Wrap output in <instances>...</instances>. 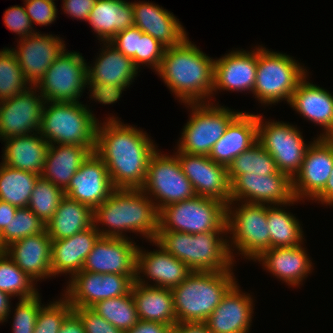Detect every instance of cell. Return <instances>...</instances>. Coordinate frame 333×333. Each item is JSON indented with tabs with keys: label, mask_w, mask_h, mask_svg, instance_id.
<instances>
[{
	"label": "cell",
	"mask_w": 333,
	"mask_h": 333,
	"mask_svg": "<svg viewBox=\"0 0 333 333\" xmlns=\"http://www.w3.org/2000/svg\"><path fill=\"white\" fill-rule=\"evenodd\" d=\"M63 11L68 14V17L86 21L94 8L96 0H62Z\"/></svg>",
	"instance_id": "cell-52"
},
{
	"label": "cell",
	"mask_w": 333,
	"mask_h": 333,
	"mask_svg": "<svg viewBox=\"0 0 333 333\" xmlns=\"http://www.w3.org/2000/svg\"><path fill=\"white\" fill-rule=\"evenodd\" d=\"M44 224L28 207L17 208L15 217L0 232L2 252L11 243L45 231Z\"/></svg>",
	"instance_id": "cell-44"
},
{
	"label": "cell",
	"mask_w": 333,
	"mask_h": 333,
	"mask_svg": "<svg viewBox=\"0 0 333 333\" xmlns=\"http://www.w3.org/2000/svg\"><path fill=\"white\" fill-rule=\"evenodd\" d=\"M234 271H192L171 289L177 323L205 322L226 292L238 281Z\"/></svg>",
	"instance_id": "cell-5"
},
{
	"label": "cell",
	"mask_w": 333,
	"mask_h": 333,
	"mask_svg": "<svg viewBox=\"0 0 333 333\" xmlns=\"http://www.w3.org/2000/svg\"><path fill=\"white\" fill-rule=\"evenodd\" d=\"M99 121L95 153L104 161L115 189H141L157 144L147 132L111 115Z\"/></svg>",
	"instance_id": "cell-1"
},
{
	"label": "cell",
	"mask_w": 333,
	"mask_h": 333,
	"mask_svg": "<svg viewBox=\"0 0 333 333\" xmlns=\"http://www.w3.org/2000/svg\"><path fill=\"white\" fill-rule=\"evenodd\" d=\"M136 276L79 271L67 281L62 295L72 308H90L96 302L124 296L131 291Z\"/></svg>",
	"instance_id": "cell-15"
},
{
	"label": "cell",
	"mask_w": 333,
	"mask_h": 333,
	"mask_svg": "<svg viewBox=\"0 0 333 333\" xmlns=\"http://www.w3.org/2000/svg\"><path fill=\"white\" fill-rule=\"evenodd\" d=\"M11 297L9 294L0 290V324L8 321L11 316Z\"/></svg>",
	"instance_id": "cell-58"
},
{
	"label": "cell",
	"mask_w": 333,
	"mask_h": 333,
	"mask_svg": "<svg viewBox=\"0 0 333 333\" xmlns=\"http://www.w3.org/2000/svg\"><path fill=\"white\" fill-rule=\"evenodd\" d=\"M309 73L300 81L291 96L289 106L301 117L319 125L322 133L317 137L333 135V94L308 81Z\"/></svg>",
	"instance_id": "cell-26"
},
{
	"label": "cell",
	"mask_w": 333,
	"mask_h": 333,
	"mask_svg": "<svg viewBox=\"0 0 333 333\" xmlns=\"http://www.w3.org/2000/svg\"><path fill=\"white\" fill-rule=\"evenodd\" d=\"M321 205L333 206V168L330 173V177L324 187V189L312 200Z\"/></svg>",
	"instance_id": "cell-56"
},
{
	"label": "cell",
	"mask_w": 333,
	"mask_h": 333,
	"mask_svg": "<svg viewBox=\"0 0 333 333\" xmlns=\"http://www.w3.org/2000/svg\"><path fill=\"white\" fill-rule=\"evenodd\" d=\"M230 184L241 174L271 175L278 172L275 160L257 141L227 167Z\"/></svg>",
	"instance_id": "cell-39"
},
{
	"label": "cell",
	"mask_w": 333,
	"mask_h": 333,
	"mask_svg": "<svg viewBox=\"0 0 333 333\" xmlns=\"http://www.w3.org/2000/svg\"><path fill=\"white\" fill-rule=\"evenodd\" d=\"M134 26L158 40L166 48L180 44L187 36L173 12L153 2H132Z\"/></svg>",
	"instance_id": "cell-28"
},
{
	"label": "cell",
	"mask_w": 333,
	"mask_h": 333,
	"mask_svg": "<svg viewBox=\"0 0 333 333\" xmlns=\"http://www.w3.org/2000/svg\"><path fill=\"white\" fill-rule=\"evenodd\" d=\"M295 199L292 178L280 171L264 176L243 173L231 183V202L274 205Z\"/></svg>",
	"instance_id": "cell-19"
},
{
	"label": "cell",
	"mask_w": 333,
	"mask_h": 333,
	"mask_svg": "<svg viewBox=\"0 0 333 333\" xmlns=\"http://www.w3.org/2000/svg\"><path fill=\"white\" fill-rule=\"evenodd\" d=\"M52 240L45 230L11 243L5 253L35 283L52 278L51 251Z\"/></svg>",
	"instance_id": "cell-29"
},
{
	"label": "cell",
	"mask_w": 333,
	"mask_h": 333,
	"mask_svg": "<svg viewBox=\"0 0 333 333\" xmlns=\"http://www.w3.org/2000/svg\"><path fill=\"white\" fill-rule=\"evenodd\" d=\"M296 203L301 202L295 199L283 204L267 205L270 249L275 247H294L305 243L304 231L300 221L293 213L285 210L287 206L289 207Z\"/></svg>",
	"instance_id": "cell-37"
},
{
	"label": "cell",
	"mask_w": 333,
	"mask_h": 333,
	"mask_svg": "<svg viewBox=\"0 0 333 333\" xmlns=\"http://www.w3.org/2000/svg\"><path fill=\"white\" fill-rule=\"evenodd\" d=\"M258 46L253 50L235 49L214 60L212 97L218 91L252 93L257 75Z\"/></svg>",
	"instance_id": "cell-21"
},
{
	"label": "cell",
	"mask_w": 333,
	"mask_h": 333,
	"mask_svg": "<svg viewBox=\"0 0 333 333\" xmlns=\"http://www.w3.org/2000/svg\"><path fill=\"white\" fill-rule=\"evenodd\" d=\"M173 153L197 196L216 199L226 205L231 202V184L226 166L205 155L175 151Z\"/></svg>",
	"instance_id": "cell-18"
},
{
	"label": "cell",
	"mask_w": 333,
	"mask_h": 333,
	"mask_svg": "<svg viewBox=\"0 0 333 333\" xmlns=\"http://www.w3.org/2000/svg\"><path fill=\"white\" fill-rule=\"evenodd\" d=\"M155 241L191 271L223 272L236 266L229 252L227 231L190 234L158 230Z\"/></svg>",
	"instance_id": "cell-4"
},
{
	"label": "cell",
	"mask_w": 333,
	"mask_h": 333,
	"mask_svg": "<svg viewBox=\"0 0 333 333\" xmlns=\"http://www.w3.org/2000/svg\"><path fill=\"white\" fill-rule=\"evenodd\" d=\"M138 37H141V30L135 26L118 32L111 40L120 52L133 60L138 68Z\"/></svg>",
	"instance_id": "cell-50"
},
{
	"label": "cell",
	"mask_w": 333,
	"mask_h": 333,
	"mask_svg": "<svg viewBox=\"0 0 333 333\" xmlns=\"http://www.w3.org/2000/svg\"><path fill=\"white\" fill-rule=\"evenodd\" d=\"M65 196L64 190L55 186L49 180L37 179L31 193L28 208L44 223L47 224L53 217L60 201Z\"/></svg>",
	"instance_id": "cell-43"
},
{
	"label": "cell",
	"mask_w": 333,
	"mask_h": 333,
	"mask_svg": "<svg viewBox=\"0 0 333 333\" xmlns=\"http://www.w3.org/2000/svg\"><path fill=\"white\" fill-rule=\"evenodd\" d=\"M87 63L79 51H67L52 63L35 88L46 101L80 102L88 88Z\"/></svg>",
	"instance_id": "cell-14"
},
{
	"label": "cell",
	"mask_w": 333,
	"mask_h": 333,
	"mask_svg": "<svg viewBox=\"0 0 333 333\" xmlns=\"http://www.w3.org/2000/svg\"><path fill=\"white\" fill-rule=\"evenodd\" d=\"M40 176L0 163V200L17 208L27 207L35 183Z\"/></svg>",
	"instance_id": "cell-38"
},
{
	"label": "cell",
	"mask_w": 333,
	"mask_h": 333,
	"mask_svg": "<svg viewBox=\"0 0 333 333\" xmlns=\"http://www.w3.org/2000/svg\"><path fill=\"white\" fill-rule=\"evenodd\" d=\"M92 152V148L81 145L49 144L40 176L65 190Z\"/></svg>",
	"instance_id": "cell-33"
},
{
	"label": "cell",
	"mask_w": 333,
	"mask_h": 333,
	"mask_svg": "<svg viewBox=\"0 0 333 333\" xmlns=\"http://www.w3.org/2000/svg\"><path fill=\"white\" fill-rule=\"evenodd\" d=\"M3 16V23L5 26L20 37V39L37 32V30L33 28L34 26L32 25L24 6H10Z\"/></svg>",
	"instance_id": "cell-49"
},
{
	"label": "cell",
	"mask_w": 333,
	"mask_h": 333,
	"mask_svg": "<svg viewBox=\"0 0 333 333\" xmlns=\"http://www.w3.org/2000/svg\"><path fill=\"white\" fill-rule=\"evenodd\" d=\"M131 293L139 320L160 322L171 329L177 323L171 289L134 281Z\"/></svg>",
	"instance_id": "cell-35"
},
{
	"label": "cell",
	"mask_w": 333,
	"mask_h": 333,
	"mask_svg": "<svg viewBox=\"0 0 333 333\" xmlns=\"http://www.w3.org/2000/svg\"><path fill=\"white\" fill-rule=\"evenodd\" d=\"M257 139L262 147L275 160L278 171L288 174L292 179L300 171L309 144L302 132L289 122L263 118L258 114Z\"/></svg>",
	"instance_id": "cell-13"
},
{
	"label": "cell",
	"mask_w": 333,
	"mask_h": 333,
	"mask_svg": "<svg viewBox=\"0 0 333 333\" xmlns=\"http://www.w3.org/2000/svg\"><path fill=\"white\" fill-rule=\"evenodd\" d=\"M94 64H87L88 90L90 100L103 105H111L119 101L123 91L128 88L139 69L133 60L125 56L110 42L100 43Z\"/></svg>",
	"instance_id": "cell-9"
},
{
	"label": "cell",
	"mask_w": 333,
	"mask_h": 333,
	"mask_svg": "<svg viewBox=\"0 0 333 333\" xmlns=\"http://www.w3.org/2000/svg\"><path fill=\"white\" fill-rule=\"evenodd\" d=\"M172 329L163 323L139 320L138 323L125 333H169Z\"/></svg>",
	"instance_id": "cell-53"
},
{
	"label": "cell",
	"mask_w": 333,
	"mask_h": 333,
	"mask_svg": "<svg viewBox=\"0 0 333 333\" xmlns=\"http://www.w3.org/2000/svg\"><path fill=\"white\" fill-rule=\"evenodd\" d=\"M100 237L94 225L72 237L52 240L51 271L53 277L69 275V280L82 271L85 260Z\"/></svg>",
	"instance_id": "cell-30"
},
{
	"label": "cell",
	"mask_w": 333,
	"mask_h": 333,
	"mask_svg": "<svg viewBox=\"0 0 333 333\" xmlns=\"http://www.w3.org/2000/svg\"><path fill=\"white\" fill-rule=\"evenodd\" d=\"M59 333H85L81 318L72 311L63 321Z\"/></svg>",
	"instance_id": "cell-55"
},
{
	"label": "cell",
	"mask_w": 333,
	"mask_h": 333,
	"mask_svg": "<svg viewBox=\"0 0 333 333\" xmlns=\"http://www.w3.org/2000/svg\"><path fill=\"white\" fill-rule=\"evenodd\" d=\"M150 243L154 244L155 247L157 246L158 250L153 249L149 252L138 245L136 282L168 289L178 286L192 271L185 263L162 248L155 240L150 241Z\"/></svg>",
	"instance_id": "cell-23"
},
{
	"label": "cell",
	"mask_w": 333,
	"mask_h": 333,
	"mask_svg": "<svg viewBox=\"0 0 333 333\" xmlns=\"http://www.w3.org/2000/svg\"><path fill=\"white\" fill-rule=\"evenodd\" d=\"M39 135V136H38ZM2 163L8 167L41 175L49 143L39 132L2 140Z\"/></svg>",
	"instance_id": "cell-32"
},
{
	"label": "cell",
	"mask_w": 333,
	"mask_h": 333,
	"mask_svg": "<svg viewBox=\"0 0 333 333\" xmlns=\"http://www.w3.org/2000/svg\"><path fill=\"white\" fill-rule=\"evenodd\" d=\"M166 47L163 46L158 40L153 38L147 33L141 31V37H138V69L144 65L157 71L160 67L161 61Z\"/></svg>",
	"instance_id": "cell-47"
},
{
	"label": "cell",
	"mask_w": 333,
	"mask_h": 333,
	"mask_svg": "<svg viewBox=\"0 0 333 333\" xmlns=\"http://www.w3.org/2000/svg\"><path fill=\"white\" fill-rule=\"evenodd\" d=\"M258 113L241 112L213 145L208 157L216 163L228 165L257 139Z\"/></svg>",
	"instance_id": "cell-31"
},
{
	"label": "cell",
	"mask_w": 333,
	"mask_h": 333,
	"mask_svg": "<svg viewBox=\"0 0 333 333\" xmlns=\"http://www.w3.org/2000/svg\"><path fill=\"white\" fill-rule=\"evenodd\" d=\"M141 190L154 202L158 212L169 204L196 196L176 155L162 154L158 148L150 157Z\"/></svg>",
	"instance_id": "cell-12"
},
{
	"label": "cell",
	"mask_w": 333,
	"mask_h": 333,
	"mask_svg": "<svg viewBox=\"0 0 333 333\" xmlns=\"http://www.w3.org/2000/svg\"><path fill=\"white\" fill-rule=\"evenodd\" d=\"M100 236L88 254L82 271L136 276L137 242Z\"/></svg>",
	"instance_id": "cell-22"
},
{
	"label": "cell",
	"mask_w": 333,
	"mask_h": 333,
	"mask_svg": "<svg viewBox=\"0 0 333 333\" xmlns=\"http://www.w3.org/2000/svg\"><path fill=\"white\" fill-rule=\"evenodd\" d=\"M190 110L176 152L208 156L213 145L223 136L228 125L242 112L217 102L187 103ZM190 107V108H189Z\"/></svg>",
	"instance_id": "cell-10"
},
{
	"label": "cell",
	"mask_w": 333,
	"mask_h": 333,
	"mask_svg": "<svg viewBox=\"0 0 333 333\" xmlns=\"http://www.w3.org/2000/svg\"><path fill=\"white\" fill-rule=\"evenodd\" d=\"M227 205L219 200L195 196L163 207L159 211L158 230L190 234L227 231Z\"/></svg>",
	"instance_id": "cell-11"
},
{
	"label": "cell",
	"mask_w": 333,
	"mask_h": 333,
	"mask_svg": "<svg viewBox=\"0 0 333 333\" xmlns=\"http://www.w3.org/2000/svg\"><path fill=\"white\" fill-rule=\"evenodd\" d=\"M93 215V225L103 237L128 239L125 234L132 232L150 242L158 233L159 212L141 189H115Z\"/></svg>",
	"instance_id": "cell-3"
},
{
	"label": "cell",
	"mask_w": 333,
	"mask_h": 333,
	"mask_svg": "<svg viewBox=\"0 0 333 333\" xmlns=\"http://www.w3.org/2000/svg\"><path fill=\"white\" fill-rule=\"evenodd\" d=\"M35 283L14 261L5 253L0 252V290L11 297L27 299L38 294Z\"/></svg>",
	"instance_id": "cell-41"
},
{
	"label": "cell",
	"mask_w": 333,
	"mask_h": 333,
	"mask_svg": "<svg viewBox=\"0 0 333 333\" xmlns=\"http://www.w3.org/2000/svg\"><path fill=\"white\" fill-rule=\"evenodd\" d=\"M41 297L38 293L31 298L19 299L13 310L12 333H34L39 310L44 305Z\"/></svg>",
	"instance_id": "cell-46"
},
{
	"label": "cell",
	"mask_w": 333,
	"mask_h": 333,
	"mask_svg": "<svg viewBox=\"0 0 333 333\" xmlns=\"http://www.w3.org/2000/svg\"><path fill=\"white\" fill-rule=\"evenodd\" d=\"M237 282L222 297L205 321L211 333H250L254 317V298Z\"/></svg>",
	"instance_id": "cell-25"
},
{
	"label": "cell",
	"mask_w": 333,
	"mask_h": 333,
	"mask_svg": "<svg viewBox=\"0 0 333 333\" xmlns=\"http://www.w3.org/2000/svg\"><path fill=\"white\" fill-rule=\"evenodd\" d=\"M0 252H2V244H1V240H0Z\"/></svg>",
	"instance_id": "cell-59"
},
{
	"label": "cell",
	"mask_w": 333,
	"mask_h": 333,
	"mask_svg": "<svg viewBox=\"0 0 333 333\" xmlns=\"http://www.w3.org/2000/svg\"><path fill=\"white\" fill-rule=\"evenodd\" d=\"M61 296L40 308L34 333H59L64 319L73 311L69 301Z\"/></svg>",
	"instance_id": "cell-45"
},
{
	"label": "cell",
	"mask_w": 333,
	"mask_h": 333,
	"mask_svg": "<svg viewBox=\"0 0 333 333\" xmlns=\"http://www.w3.org/2000/svg\"><path fill=\"white\" fill-rule=\"evenodd\" d=\"M35 87L0 101V140L39 132L46 100Z\"/></svg>",
	"instance_id": "cell-17"
},
{
	"label": "cell",
	"mask_w": 333,
	"mask_h": 333,
	"mask_svg": "<svg viewBox=\"0 0 333 333\" xmlns=\"http://www.w3.org/2000/svg\"><path fill=\"white\" fill-rule=\"evenodd\" d=\"M32 25L48 26L58 17L55 0H23ZM34 23V24H33Z\"/></svg>",
	"instance_id": "cell-48"
},
{
	"label": "cell",
	"mask_w": 333,
	"mask_h": 333,
	"mask_svg": "<svg viewBox=\"0 0 333 333\" xmlns=\"http://www.w3.org/2000/svg\"><path fill=\"white\" fill-rule=\"evenodd\" d=\"M308 73L304 64L294 57L258 45L253 97L265 107L282 101L289 104L296 87Z\"/></svg>",
	"instance_id": "cell-7"
},
{
	"label": "cell",
	"mask_w": 333,
	"mask_h": 333,
	"mask_svg": "<svg viewBox=\"0 0 333 333\" xmlns=\"http://www.w3.org/2000/svg\"><path fill=\"white\" fill-rule=\"evenodd\" d=\"M187 36L180 44L165 49L155 72L183 104L212 102L214 58L206 55Z\"/></svg>",
	"instance_id": "cell-2"
},
{
	"label": "cell",
	"mask_w": 333,
	"mask_h": 333,
	"mask_svg": "<svg viewBox=\"0 0 333 333\" xmlns=\"http://www.w3.org/2000/svg\"><path fill=\"white\" fill-rule=\"evenodd\" d=\"M73 311L81 318L85 333H125L91 308H74Z\"/></svg>",
	"instance_id": "cell-51"
},
{
	"label": "cell",
	"mask_w": 333,
	"mask_h": 333,
	"mask_svg": "<svg viewBox=\"0 0 333 333\" xmlns=\"http://www.w3.org/2000/svg\"><path fill=\"white\" fill-rule=\"evenodd\" d=\"M64 43L62 37L38 31L19 39L17 47H10L31 87L36 86L52 63L66 49Z\"/></svg>",
	"instance_id": "cell-20"
},
{
	"label": "cell",
	"mask_w": 333,
	"mask_h": 333,
	"mask_svg": "<svg viewBox=\"0 0 333 333\" xmlns=\"http://www.w3.org/2000/svg\"><path fill=\"white\" fill-rule=\"evenodd\" d=\"M114 190L104 161L95 152H92L71 178L64 194L94 210Z\"/></svg>",
	"instance_id": "cell-24"
},
{
	"label": "cell",
	"mask_w": 333,
	"mask_h": 333,
	"mask_svg": "<svg viewBox=\"0 0 333 333\" xmlns=\"http://www.w3.org/2000/svg\"><path fill=\"white\" fill-rule=\"evenodd\" d=\"M226 225L227 234H230L229 252L235 264L236 255L254 262L264 251L270 249L266 204L239 201L228 203Z\"/></svg>",
	"instance_id": "cell-8"
},
{
	"label": "cell",
	"mask_w": 333,
	"mask_h": 333,
	"mask_svg": "<svg viewBox=\"0 0 333 333\" xmlns=\"http://www.w3.org/2000/svg\"><path fill=\"white\" fill-rule=\"evenodd\" d=\"M87 23L100 42L110 40L121 31L134 26L132 2L126 0H96Z\"/></svg>",
	"instance_id": "cell-34"
},
{
	"label": "cell",
	"mask_w": 333,
	"mask_h": 333,
	"mask_svg": "<svg viewBox=\"0 0 333 333\" xmlns=\"http://www.w3.org/2000/svg\"><path fill=\"white\" fill-rule=\"evenodd\" d=\"M90 308L124 332L139 321L131 291L124 296L98 301Z\"/></svg>",
	"instance_id": "cell-40"
},
{
	"label": "cell",
	"mask_w": 333,
	"mask_h": 333,
	"mask_svg": "<svg viewBox=\"0 0 333 333\" xmlns=\"http://www.w3.org/2000/svg\"><path fill=\"white\" fill-rule=\"evenodd\" d=\"M315 138L306 150L300 171L292 179L294 196L303 203L305 199L313 200L324 189L333 168V140Z\"/></svg>",
	"instance_id": "cell-16"
},
{
	"label": "cell",
	"mask_w": 333,
	"mask_h": 333,
	"mask_svg": "<svg viewBox=\"0 0 333 333\" xmlns=\"http://www.w3.org/2000/svg\"><path fill=\"white\" fill-rule=\"evenodd\" d=\"M93 209L64 196L45 230L51 240H61L85 231L93 223Z\"/></svg>",
	"instance_id": "cell-36"
},
{
	"label": "cell",
	"mask_w": 333,
	"mask_h": 333,
	"mask_svg": "<svg viewBox=\"0 0 333 333\" xmlns=\"http://www.w3.org/2000/svg\"><path fill=\"white\" fill-rule=\"evenodd\" d=\"M303 246L271 248L254 261L288 286L299 287L314 270L312 259Z\"/></svg>",
	"instance_id": "cell-27"
},
{
	"label": "cell",
	"mask_w": 333,
	"mask_h": 333,
	"mask_svg": "<svg viewBox=\"0 0 333 333\" xmlns=\"http://www.w3.org/2000/svg\"><path fill=\"white\" fill-rule=\"evenodd\" d=\"M31 86L25 79L15 53L9 48L0 50V101L22 94Z\"/></svg>",
	"instance_id": "cell-42"
},
{
	"label": "cell",
	"mask_w": 333,
	"mask_h": 333,
	"mask_svg": "<svg viewBox=\"0 0 333 333\" xmlns=\"http://www.w3.org/2000/svg\"><path fill=\"white\" fill-rule=\"evenodd\" d=\"M82 102L46 101L40 135L49 144L81 145L95 151L98 118Z\"/></svg>",
	"instance_id": "cell-6"
},
{
	"label": "cell",
	"mask_w": 333,
	"mask_h": 333,
	"mask_svg": "<svg viewBox=\"0 0 333 333\" xmlns=\"http://www.w3.org/2000/svg\"><path fill=\"white\" fill-rule=\"evenodd\" d=\"M16 210L17 207L0 200V232L13 220Z\"/></svg>",
	"instance_id": "cell-57"
},
{
	"label": "cell",
	"mask_w": 333,
	"mask_h": 333,
	"mask_svg": "<svg viewBox=\"0 0 333 333\" xmlns=\"http://www.w3.org/2000/svg\"><path fill=\"white\" fill-rule=\"evenodd\" d=\"M172 330L174 333H211L207 323L199 321L176 323Z\"/></svg>",
	"instance_id": "cell-54"
}]
</instances>
